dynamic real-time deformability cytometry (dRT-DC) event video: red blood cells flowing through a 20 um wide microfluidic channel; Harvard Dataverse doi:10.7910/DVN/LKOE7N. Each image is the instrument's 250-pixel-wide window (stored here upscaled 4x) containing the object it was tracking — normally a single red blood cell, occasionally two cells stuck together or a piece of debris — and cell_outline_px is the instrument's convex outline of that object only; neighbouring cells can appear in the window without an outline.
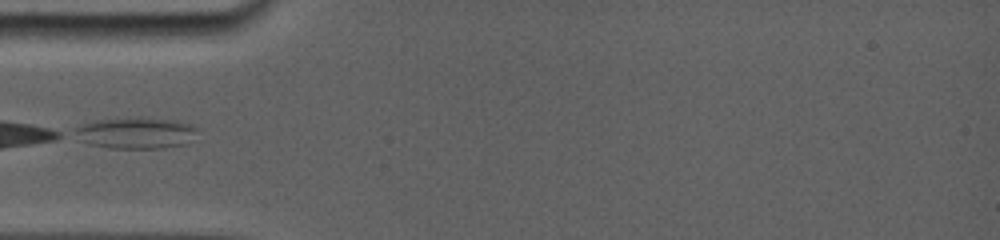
{"species": "common noctule bat (a hibernating species)", "species_latin": "Nyctalus noctula", "temperature_condition": "room temperature", "stored_images_in_passage": 24, "camera_frame_rate_fps": 5000, "um_per_image_px": 0.085, "animal": {"sex": "female", "body_mass_g": 19.0, "forearm_length_mm": 56.7}, "frame": {"image": 1, "passage_image": 1, "time_ms": 0.0, "image_size_px": [1000, 240], "cell_outline_px": [[192, 128], [180, 144], [156, 148], [112, 148], [92, 144], [84, 140], [76, 128], [100, 120], [140, 116], [172, 120], [184, 124]], "centroid_in_image_um": [11.44, 11.28], "position_along_channel_um": 73.6, "area_um2": 20.46}}
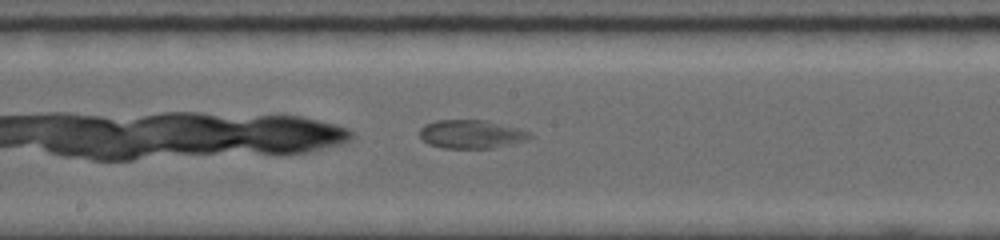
{"frame": {"image": 2, "passage_image": 11, "time_ms": 3.6, "image_size_px": [1000, 240], "cell_outline_px": [[532, 136], [524, 140], [492, 148], [444, 148], [428, 144], [420, 136], [420, 128], [424, 124], [436, 120], [484, 120], [528, 132]], "centroid_in_image_um": [39.95, 11.4], "position_along_channel_um": 208.2, "area_um2": 17.8}}
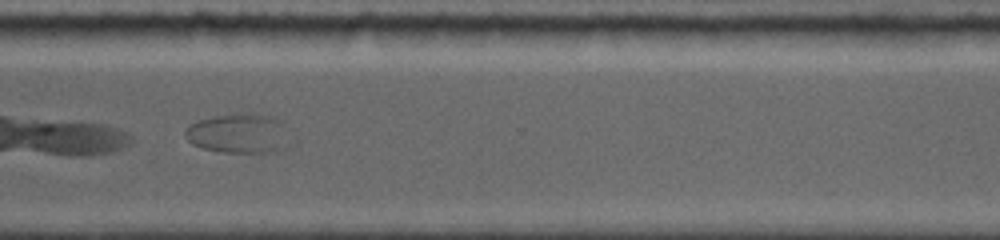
{"frame": {"image": 3, "passage_image": 22, "time_ms": 7.4, "image_size_px": [1000, 240], "cell_outline_px": [[284, 148], [268, 152], [224, 152], [204, 148], [192, 144], [184, 136], [184, 132], [192, 124], [200, 120], [216, 116], [248, 112], [272, 116], [284, 120]], "centroid_in_image_um": [20.25, 11.32], "position_along_channel_um": 350.3, "area_um2": 23.64}}